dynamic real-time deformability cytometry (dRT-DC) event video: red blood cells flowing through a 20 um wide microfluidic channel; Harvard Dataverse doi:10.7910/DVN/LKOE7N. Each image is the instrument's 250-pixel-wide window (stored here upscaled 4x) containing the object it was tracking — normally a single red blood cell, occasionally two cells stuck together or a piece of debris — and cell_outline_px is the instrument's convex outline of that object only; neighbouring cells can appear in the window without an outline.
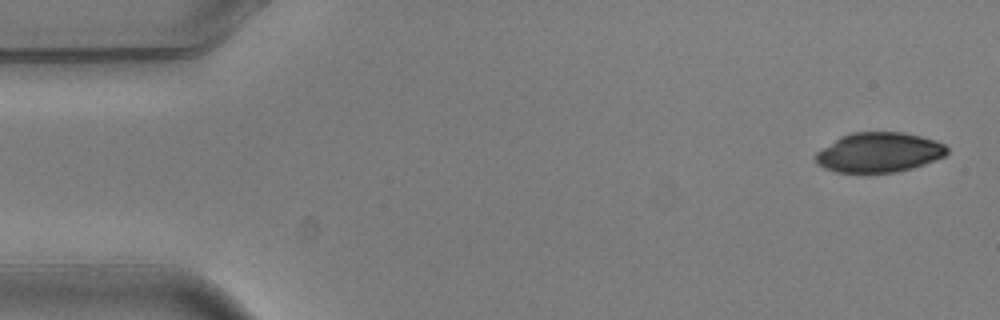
{"species": "common noctule bat (a hibernating species)", "species_latin": "Nyctalus noctula", "temperature_condition": "warm", "stored_images_in_passage": 5, "camera_frame_rate_fps": 3000, "um_per_image_px": 0.085, "animal": {"sex": "male", "body_mass_g": 20.5, "forearm_length_mm": 52.5}, "frame": {"image": 1, "passage_image": 1, "time_ms": 0.0, "image_size_px": [1000, 320], "cell_outline_px": [[948, 152], [944, 156], [924, 164], [912, 168], [892, 172], [836, 172], [824, 168], [816, 164], [816, 152], [840, 136], [852, 132], [904, 132], [936, 140], [944, 144], [948, 148]], "centroid_in_image_um": [74.7, 12.94], "position_along_channel_um": 10.3, "area_um2": 30.4}}